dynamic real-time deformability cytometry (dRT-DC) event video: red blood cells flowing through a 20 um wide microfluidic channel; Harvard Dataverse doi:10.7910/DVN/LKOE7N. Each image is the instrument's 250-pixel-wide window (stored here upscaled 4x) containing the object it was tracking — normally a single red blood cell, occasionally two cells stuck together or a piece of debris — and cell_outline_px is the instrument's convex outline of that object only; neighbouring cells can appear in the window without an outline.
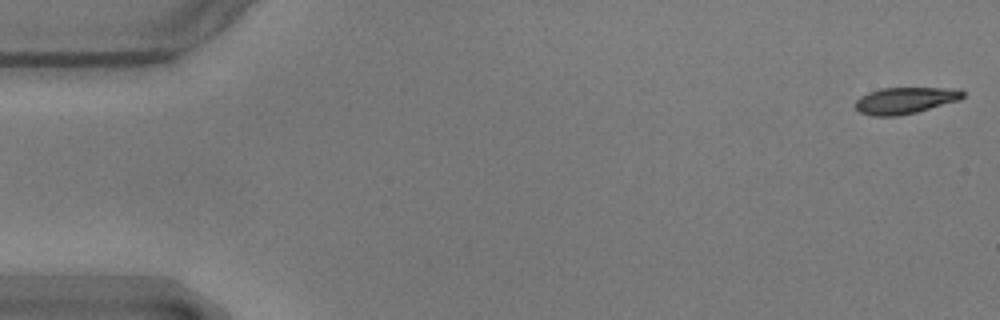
{"species": "common noctule bat (a hibernating species)", "species_latin": "Nyctalus noctula", "temperature_condition": "warm", "stored_images_in_passage": 56, "camera_frame_rate_fps": 3000, "um_per_image_px": 0.085, "animal": {"sex": "male", "body_mass_g": 17.9}, "frame": {"image": 1, "passage_image": 1, "time_ms": 0.0, "image_size_px": [1000, 320], "cell_outline_px": [[964, 96], [960, 100], [916, 112], [896, 116], [872, 116], [860, 112], [856, 108], [856, 100], [860, 96], [868, 92], [880, 88], [960, 88], [964, 92]], "centroid_in_image_um": [76.95, 8.53], "position_along_channel_um": 8.0, "area_um2": 16.65}}
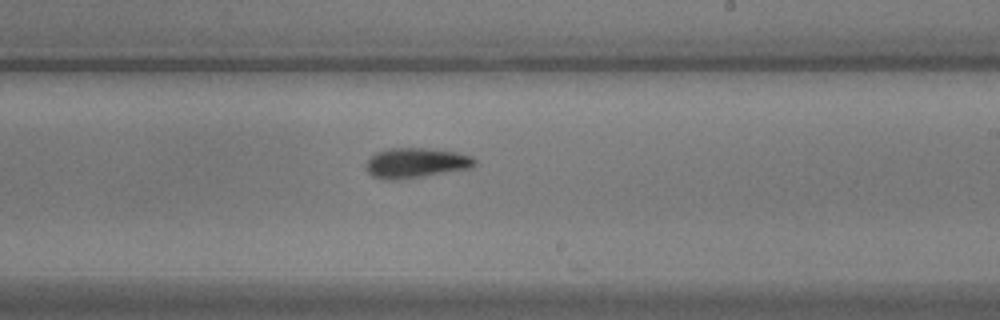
{"frame": {"image": 2, "passage_image": 33, "time_ms": 10.667, "image_size_px": [1000, 320], "cell_outline_px": [[476, 164], [472, 168], [424, 176], [396, 180], [388, 180], [372, 176], [364, 168], [364, 164], [376, 152], [388, 148], [424, 148], [456, 152], [472, 156], [476, 160]], "centroid_in_image_um": [35.34, 13.85], "position_along_channel_um": 253.7, "area_um2": 19.13}}
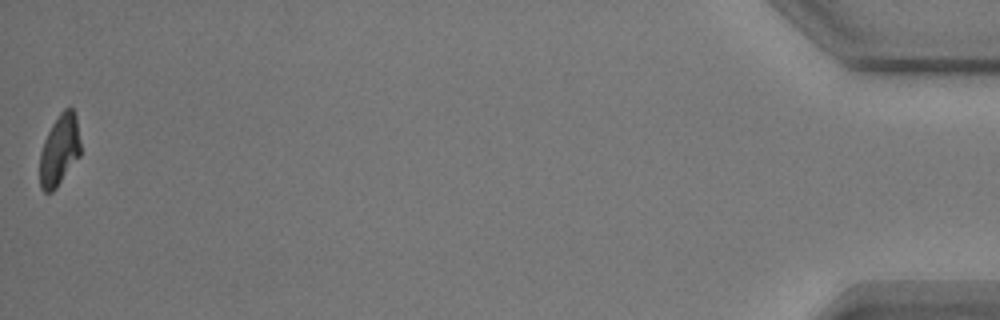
{"frame": {"image": 3, "passage_image": 56, "time_ms": 18.333, "image_size_px": [1000, 320], "cell_outline_px": [[80, 156], [56, 188], [52, 192], [44, 192], [40, 188], [40, 152], [44, 140], [52, 124], [60, 112], [64, 108], [72, 108], [76, 116], [80, 144]], "centroid_in_image_um": [5.04, 12.77], "position_along_channel_um": 430.2, "area_um2": 16.82}, "authors_computed_cell_mechanics": {"area_um2": 18.1203, "velocity_mm_per_s": 3.5617, "shape_relaxation_time_tau1_ms": 4.2447, "shape_relaxation_time_tau2_ms": 8.8398, "deformation_change_tau1": 0.1598, "deformation_change_tau2": 0.1331}}